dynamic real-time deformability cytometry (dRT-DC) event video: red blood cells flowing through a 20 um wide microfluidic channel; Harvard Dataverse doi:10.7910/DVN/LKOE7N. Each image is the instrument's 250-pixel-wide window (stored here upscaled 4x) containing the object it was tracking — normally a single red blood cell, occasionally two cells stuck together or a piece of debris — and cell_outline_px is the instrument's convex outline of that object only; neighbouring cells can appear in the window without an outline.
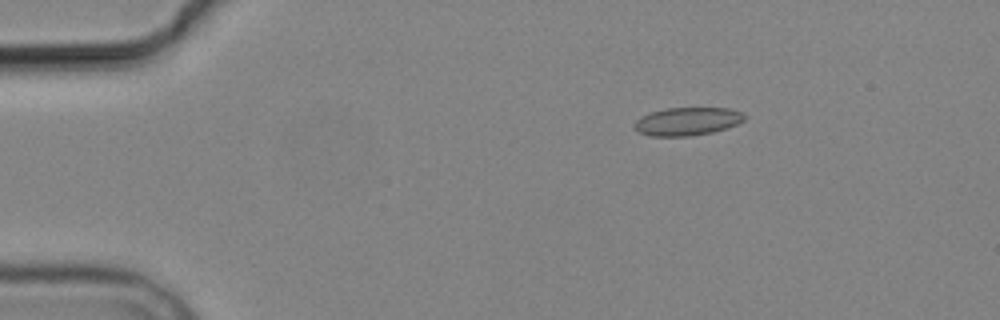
{"species": "common noctule bat (a hibernating species)", "species_latin": "Nyctalus noctula", "temperature_condition": "cold", "stored_images_in_passage": 6, "camera_frame_rate_fps": 3000, "um_per_image_px": 0.085, "animal": {"sex": "male", "body_mass_g": 19.2, "forearm_length_mm": 51.8}, "frame": {"image": 1, "passage_image": 3, "time_ms": 2.333, "image_size_px": [1000, 320], "cell_outline_px": [[748, 116], [740, 124], [712, 132], [688, 136], [652, 136], [640, 132], [636, 128], [636, 120], [652, 112], [668, 108], [728, 108], [740, 112]], "centroid_in_image_um": [58.5, 10.31], "position_along_channel_um": 26.5, "area_um2": 17.74}}
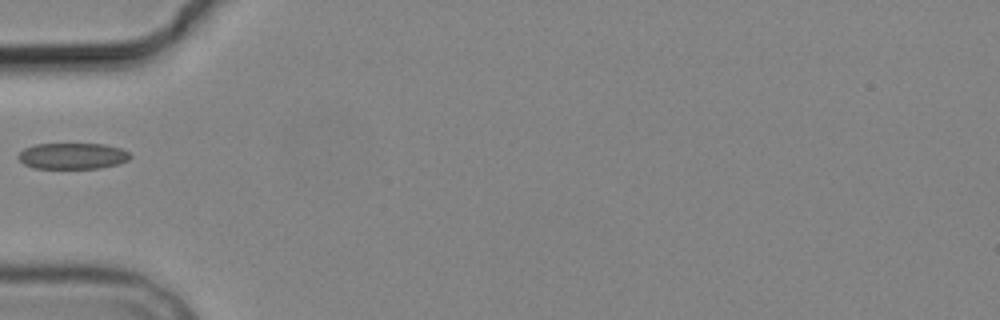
{"frame": {"image": 2, "passage_image": 6, "time_ms": 5.667, "image_size_px": [1000, 320], "cell_outline_px": [[132, 156], [128, 160], [116, 164], [100, 168], [32, 168], [24, 164], [16, 156], [24, 148], [36, 144], [104, 144], [120, 148], [128, 152]], "centroid_in_image_um": [6.14, 13.26], "position_along_channel_um": 78.9, "area_um2": 16.99}}